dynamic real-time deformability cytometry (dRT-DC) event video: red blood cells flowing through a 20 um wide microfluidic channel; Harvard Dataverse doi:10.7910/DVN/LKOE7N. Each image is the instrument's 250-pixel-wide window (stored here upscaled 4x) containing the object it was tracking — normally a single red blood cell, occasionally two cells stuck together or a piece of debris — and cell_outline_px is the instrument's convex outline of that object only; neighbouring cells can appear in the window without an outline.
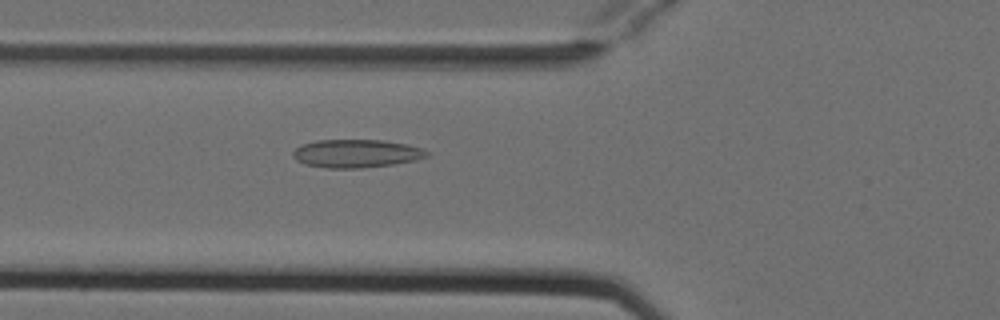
{"species": "Egyptian fruit bat (a non-hibernating species)", "species_latin": "Rousettus aegyptiacus", "temperature_condition": "cold", "stored_images_in_passage": 5, "camera_frame_rate_fps": 3000, "um_per_image_px": 0.085, "animal": {"sex": "female"}, "frame": {"image": 1, "passage_image": 5, "time_ms": 1.333, "image_size_px": [1000, 320], "cell_outline_px": [[428, 156], [416, 160], [392, 164], [360, 168], [324, 168], [304, 164], [296, 160], [292, 156], [292, 152], [300, 144], [316, 140], [384, 140], [408, 144], [424, 148], [428, 152]], "centroid_in_image_um": [30.27, 13.04], "position_along_channel_um": 95.5, "area_um2": 22.2}}